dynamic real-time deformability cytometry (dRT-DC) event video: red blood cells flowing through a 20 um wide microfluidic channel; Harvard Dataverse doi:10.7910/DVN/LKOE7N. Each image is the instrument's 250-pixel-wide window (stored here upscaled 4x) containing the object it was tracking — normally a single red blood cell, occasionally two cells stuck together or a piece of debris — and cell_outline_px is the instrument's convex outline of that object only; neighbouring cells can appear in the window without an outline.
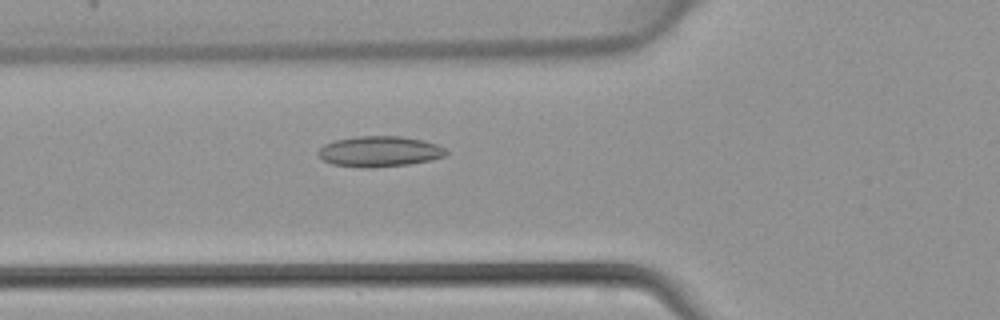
{"species": "common noctule bat (a hibernating species)", "species_latin": "Nyctalus noctula", "temperature_condition": "warm", "stored_images_in_passage": 46, "camera_frame_rate_fps": 3000, "um_per_image_px": 0.085, "animal": {"sex": "female", "body_mass_g": 22.7, "forearm_length_mm": 54.2}, "frame": {"image": 1, "passage_image": 17, "time_ms": 5.333, "image_size_px": [1000, 320], "cell_outline_px": [[448, 152], [444, 156], [432, 160], [408, 164], [368, 168], [364, 168], [332, 164], [324, 160], [316, 152], [324, 144], [336, 140], [356, 136], [400, 136], [424, 140], [436, 144], [444, 148]], "centroid_in_image_um": [32.26, 12.87], "position_along_channel_um": 93.5, "area_um2": 22.77}}
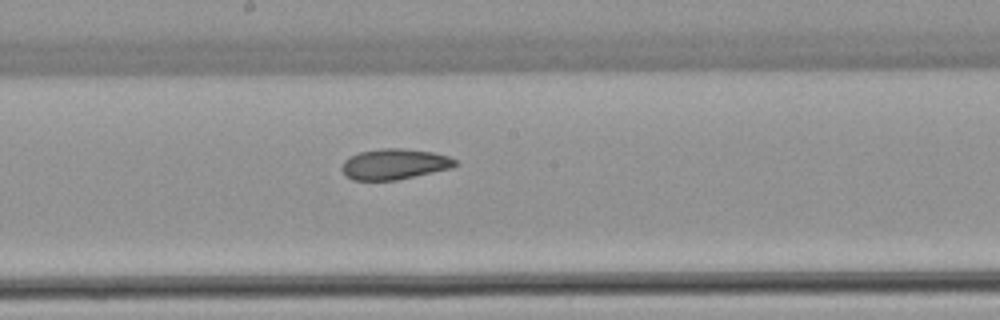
{"frame": {"image": 2, "passage_image": 25, "time_ms": 8.0, "image_size_px": [1000, 320], "cell_outline_px": [[460, 164], [452, 168], [396, 180], [352, 180], [344, 176], [340, 168], [344, 160], [348, 156], [360, 152], [380, 148], [400, 148], [432, 152], [448, 156], [456, 160]], "centroid_in_image_um": [33.49, 13.95], "position_along_channel_um": 214.7, "area_um2": 20.46}}
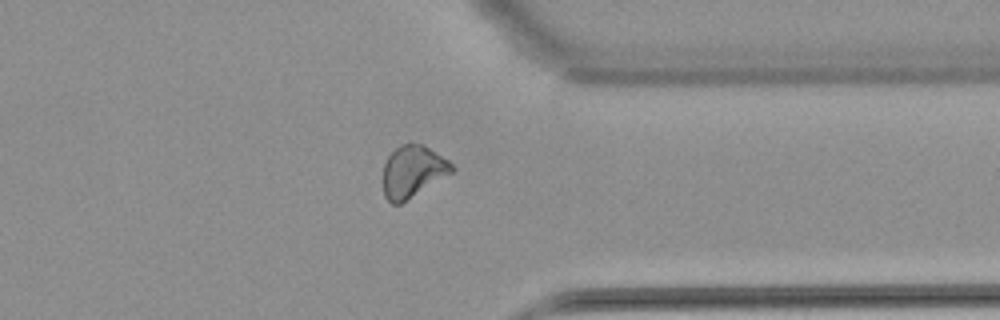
{"frame": {"image": 3, "passage_image": 36, "time_ms": 11.667, "image_size_px": [1000, 320], "cell_outline_px": [[456, 168], [452, 172], [400, 204], [392, 204], [384, 196], [384, 164], [388, 156], [400, 144], [420, 144], [428, 148], [448, 160]], "centroid_in_image_um": [35.07, 14.58], "position_along_channel_um": 376.3, "area_um2": 20.29}}